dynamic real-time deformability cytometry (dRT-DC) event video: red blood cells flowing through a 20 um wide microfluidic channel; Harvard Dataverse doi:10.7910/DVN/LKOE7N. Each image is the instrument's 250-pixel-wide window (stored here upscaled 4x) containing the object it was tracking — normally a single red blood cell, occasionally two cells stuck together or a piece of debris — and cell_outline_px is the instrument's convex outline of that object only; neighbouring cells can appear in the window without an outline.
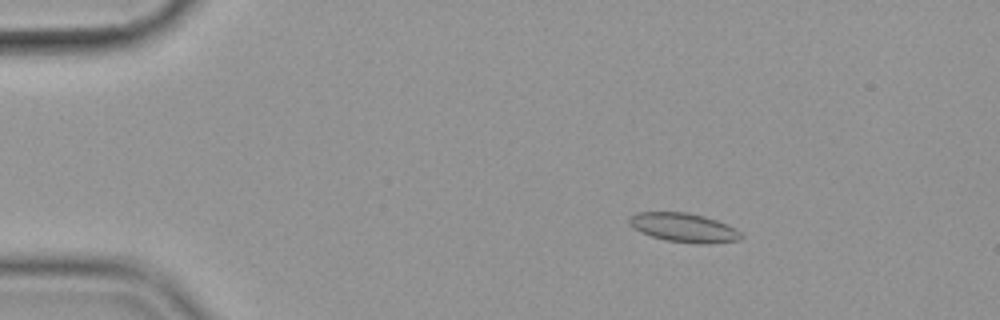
{"species": "common noctule bat (a hibernating species)", "species_latin": "Nyctalus noctula", "temperature_condition": "cold", "stored_images_in_passage": 57, "camera_frame_rate_fps": 3000, "um_per_image_px": 0.085, "animal": {"sex": "female", "body_mass_g": 19.9}, "frame": {"image": 1, "passage_image": 10, "time_ms": 3.0, "image_size_px": [1000, 320], "cell_outline_px": [[744, 236], [740, 240], [712, 244], [696, 244], [664, 240], [640, 232], [632, 228], [628, 224], [628, 220], [636, 212], [688, 212], [704, 216], [716, 220], [740, 232]], "centroid_in_image_um": [58.1, 19.36], "position_along_channel_um": 26.9, "area_um2": 19.02}}
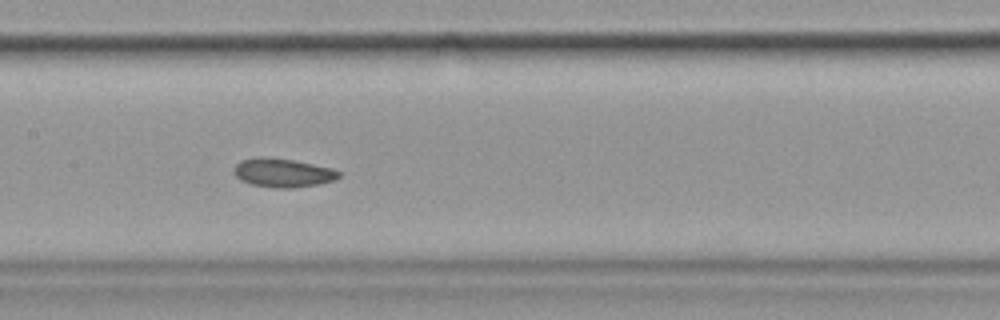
{"frame": {"image": 2, "passage_image": 29, "time_ms": 9.333, "image_size_px": [1000, 320], "cell_outline_px": [[340, 176], [336, 180], [316, 184], [292, 188], [276, 188], [252, 184], [240, 180], [232, 172], [236, 164], [240, 160], [260, 156], [268, 156], [292, 160], [332, 168], [340, 172]], "centroid_in_image_um": [24.01, 14.67], "position_along_channel_um": 183.4, "area_um2": 17.63}}
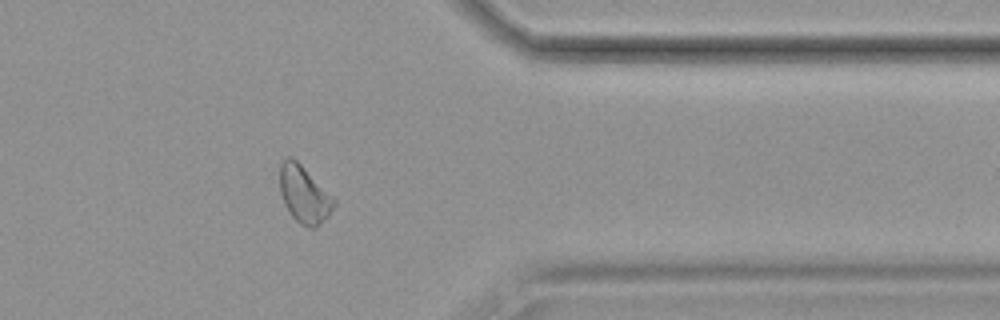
{"frame": {"image": 3, "passage_image": 47, "time_ms": 15.333, "image_size_px": [1000, 320], "cell_outline_px": [[336, 204], [328, 216], [316, 228], [308, 228], [300, 224], [292, 216], [284, 204], [280, 192], [280, 160], [288, 156], [292, 156], [336, 200]], "centroid_in_image_um": [25.83, 16.53], "position_along_channel_um": 385.6, "area_um2": 17.98}, "authors_computed_cell_mechanics": {"area_um2": 18.0336, "velocity_mm_per_s": 3.5582, "shape_relaxation_time_tau1_ms": 6.8865, "shape_relaxation_time_tau2_ms": 2.9435, "deformation_change_tau1": 0.0968, "deformation_change_tau2": 0.0842}}